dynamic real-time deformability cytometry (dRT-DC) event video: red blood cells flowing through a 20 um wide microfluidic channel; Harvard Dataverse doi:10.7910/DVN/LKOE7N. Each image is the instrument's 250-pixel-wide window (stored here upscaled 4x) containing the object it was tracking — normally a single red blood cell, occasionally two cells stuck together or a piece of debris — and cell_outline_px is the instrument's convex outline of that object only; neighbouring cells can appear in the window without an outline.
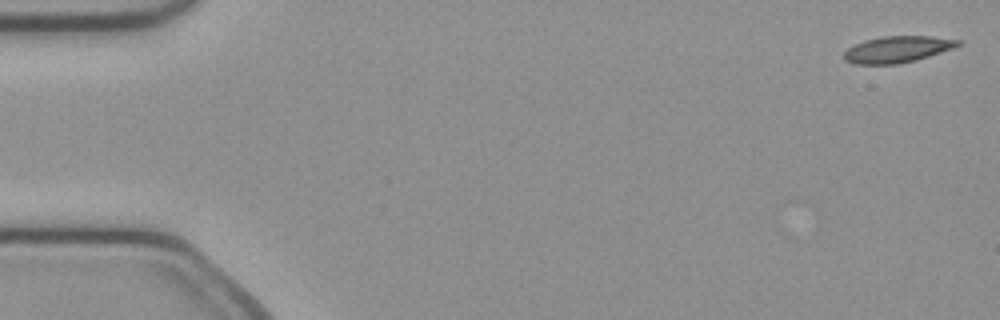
{"species": "common noctule bat (a hibernating species)", "species_latin": "Nyctalus noctula", "temperature_condition": "cold", "stored_images_in_passage": 50, "camera_frame_rate_fps": 3000, "um_per_image_px": 0.085, "animal": {"sex": "female", "body_mass_g": 21.9}, "frame": {"image": 1, "passage_image": 1, "time_ms": 0.0, "image_size_px": [1000, 320], "cell_outline_px": [[964, 44], [916, 60], [900, 64], [856, 64], [844, 60], [844, 52], [848, 48], [864, 40], [880, 36], [932, 36], [964, 40]], "centroid_in_image_um": [76.31, 4.18], "position_along_channel_um": 8.7, "area_um2": 17.69}}
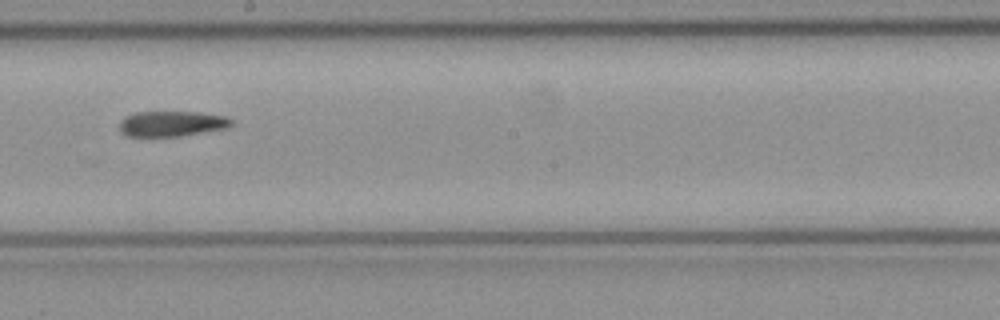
{"frame": {"image": 2, "passage_image": 28, "time_ms": 9.0, "image_size_px": [1000, 320], "cell_outline_px": [[232, 124], [224, 128], [180, 136], [124, 136], [120, 132], [120, 120], [124, 116], [136, 112], [200, 112], [224, 116], [232, 120]], "centroid_in_image_um": [14.53, 10.51], "position_along_channel_um": 233.7, "area_um2": 16.47}}
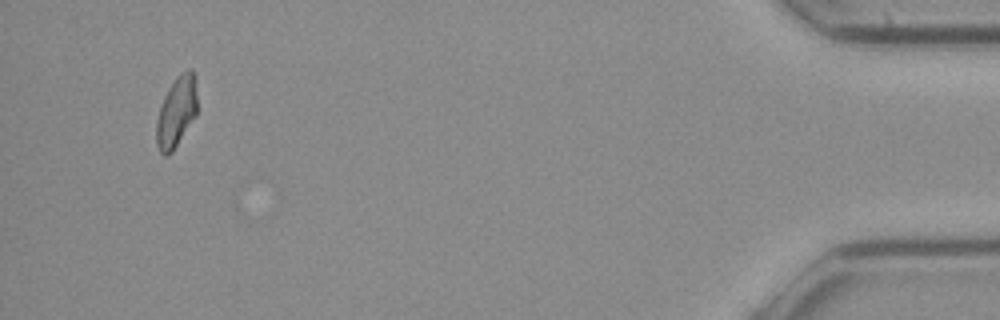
{"frame": {"image": 3, "passage_image": 48, "time_ms": 15.667, "image_size_px": [1000, 320], "cell_outline_px": [[196, 116], [172, 152], [168, 156], [164, 156], [160, 152], [156, 144], [156, 124], [160, 108], [164, 96], [168, 88], [176, 76], [180, 72], [188, 68], [192, 68], [196, 76]], "centroid_in_image_um": [15.0, 9.48], "position_along_channel_um": 420.2, "area_um2": 16.99}}